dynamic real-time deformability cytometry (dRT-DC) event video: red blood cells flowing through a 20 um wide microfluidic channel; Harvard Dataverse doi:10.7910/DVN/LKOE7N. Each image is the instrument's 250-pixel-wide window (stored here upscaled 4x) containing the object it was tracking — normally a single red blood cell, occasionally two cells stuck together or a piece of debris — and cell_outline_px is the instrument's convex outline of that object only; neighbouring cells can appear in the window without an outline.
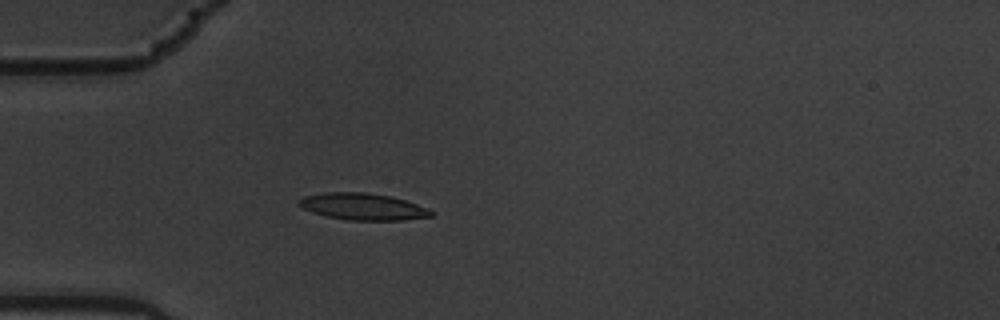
{"species": "common noctule bat (a hibernating species)", "species_latin": "Nyctalus noctula", "temperature_condition": "warm", "stored_images_in_passage": 5, "camera_frame_rate_fps": 3000, "um_per_image_px": 0.085, "animal": {"sex": "male", "body_mass_g": 19.5, "forearm_length_mm": 54.6}, "frame": {"image": 1, "passage_image": 5, "time_ms": 1.333, "image_size_px": [1000, 320], "cell_outline_px": [[432, 216], [404, 220], [348, 220], [328, 216], [312, 212], [296, 204], [296, 200], [304, 196], [324, 192], [364, 192], [392, 196], [428, 208], [432, 212]], "centroid_in_image_um": [30.8, 17.55], "position_along_channel_um": 54.2, "area_um2": 20.58}}